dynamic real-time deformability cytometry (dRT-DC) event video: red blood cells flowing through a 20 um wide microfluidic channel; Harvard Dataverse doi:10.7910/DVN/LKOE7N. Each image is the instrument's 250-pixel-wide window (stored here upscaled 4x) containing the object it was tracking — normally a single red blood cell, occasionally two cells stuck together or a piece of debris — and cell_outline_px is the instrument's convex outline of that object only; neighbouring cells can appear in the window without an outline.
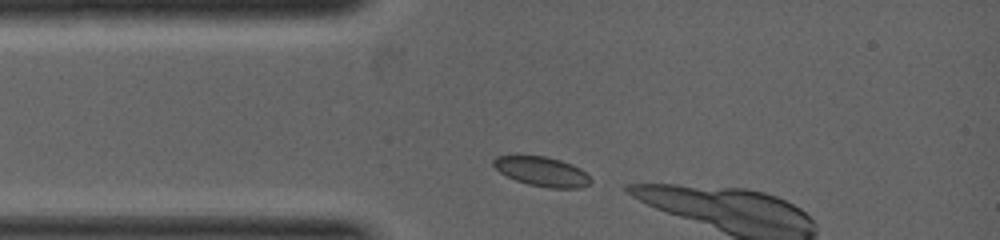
{"species": "common noctule bat (a hibernating species)", "species_latin": "Nyctalus noctula", "temperature_condition": "warm", "stored_images_in_passage": 3, "camera_frame_rate_fps": 5000, "um_per_image_px": 0.085, "animal": {"sex": "female", "body_mass_g": 19.0, "forearm_length_mm": 53.3}, "frame": {"image": 1, "passage_image": 1, "time_ms": 0.0, "image_size_px": [1000, 240], "cell_outline_px": [[592, 180], [588, 184], [580, 188], [548, 188], [528, 184], [516, 180], [500, 172], [492, 164], [492, 160], [496, 156], [544, 156], [560, 160], [572, 164], [580, 168]], "centroid_in_image_um": [46.06, 14.58], "position_along_channel_um": 38.9, "area_um2": 16.53}}